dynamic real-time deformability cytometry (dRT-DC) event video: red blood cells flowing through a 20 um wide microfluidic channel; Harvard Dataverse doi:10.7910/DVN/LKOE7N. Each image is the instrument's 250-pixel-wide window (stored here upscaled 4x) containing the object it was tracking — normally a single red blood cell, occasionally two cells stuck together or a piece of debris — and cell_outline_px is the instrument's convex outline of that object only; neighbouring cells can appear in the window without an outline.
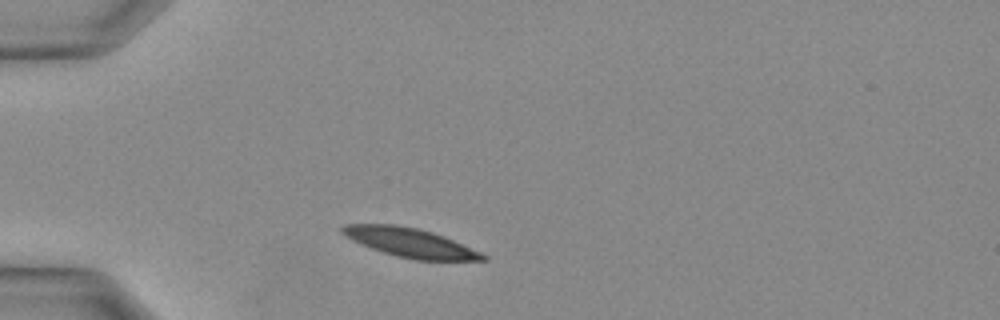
{"species": "Egyptian fruit bat (a non-hibernating species)", "species_latin": "Rousettus aegyptiacus", "temperature_condition": "warm", "stored_images_in_passage": 17, "camera_frame_rate_fps": 3000, "um_per_image_px": 0.085, "animal": {"sex": "female"}, "frame": {"image": 1, "passage_image": 3, "time_ms": 0.667, "image_size_px": [1000, 320], "cell_outline_px": [[488, 260], [416, 260], [396, 256], [372, 248], [352, 240], [340, 232], [340, 228], [344, 224], [396, 224], [416, 228], [432, 232], [444, 236], [480, 252], [488, 256]], "centroid_in_image_um": [34.85, 20.62], "position_along_channel_um": 50.2, "area_um2": 23.58}}
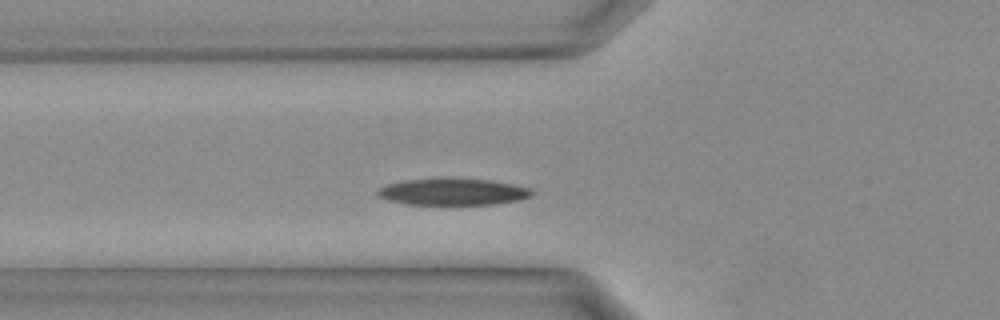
{"frame": {"image": 2, "passage_image": 6, "time_ms": 1.667, "image_size_px": [1000, 320], "cell_outline_px": [[532, 196], [520, 200], [492, 204], [408, 204], [388, 200], [380, 196], [376, 192], [380, 188], [388, 184], [404, 180], [444, 176], [452, 176], [492, 180], [532, 188]], "centroid_in_image_um": [38.52, 16.26], "position_along_channel_um": 87.3, "area_um2": 24.57}}